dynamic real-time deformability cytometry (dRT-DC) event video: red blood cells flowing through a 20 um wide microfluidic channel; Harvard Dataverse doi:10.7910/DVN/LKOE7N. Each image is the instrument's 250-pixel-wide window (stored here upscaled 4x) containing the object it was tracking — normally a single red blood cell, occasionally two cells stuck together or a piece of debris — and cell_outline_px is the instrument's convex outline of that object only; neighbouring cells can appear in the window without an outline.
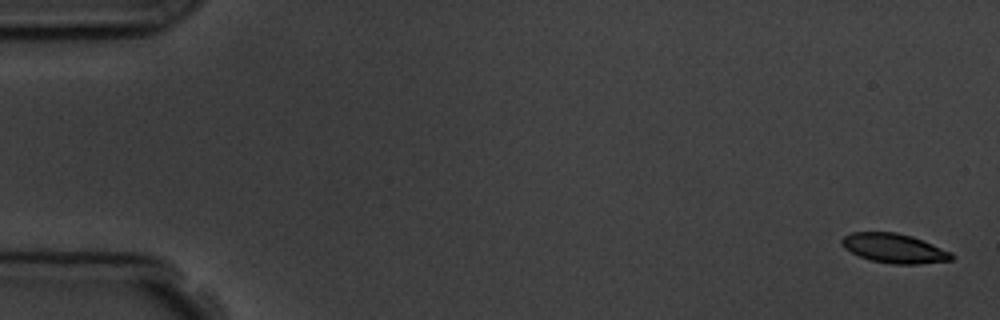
{"species": "common noctule bat (a hibernating species)", "species_latin": "Nyctalus noctula", "temperature_condition": "room temperature", "stored_images_in_passage": 6, "camera_frame_rate_fps": 3000, "um_per_image_px": 0.085, "animal": {"sex": "male", "body_mass_g": 19.5, "forearm_length_mm": 54.6}, "frame": {"image": 1, "passage_image": 1, "time_ms": 0.0, "image_size_px": [1000, 320], "cell_outline_px": [[956, 256], [952, 260], [916, 264], [892, 264], [872, 260], [860, 256], [844, 248], [840, 244], [840, 240], [844, 236], [852, 232], [896, 232], [912, 236], [952, 252]], "centroid_in_image_um": [76.01, 21.1], "position_along_channel_um": 9.0, "area_um2": 18.79}}
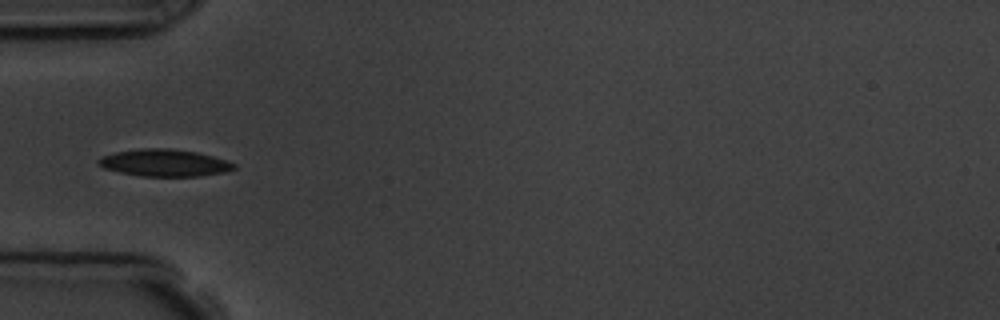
{"frame": {"image": 2, "passage_image": 5, "time_ms": 5.333, "image_size_px": [1000, 320], "cell_outline_px": [[236, 168], [224, 172], [200, 176], [140, 176], [120, 172], [104, 168], [96, 164], [96, 160], [100, 156], [116, 152], [140, 148], [168, 148], [196, 152], [228, 160], [236, 164]], "centroid_in_image_um": [13.95, 13.84], "position_along_channel_um": 71.0, "area_um2": 21.5}}